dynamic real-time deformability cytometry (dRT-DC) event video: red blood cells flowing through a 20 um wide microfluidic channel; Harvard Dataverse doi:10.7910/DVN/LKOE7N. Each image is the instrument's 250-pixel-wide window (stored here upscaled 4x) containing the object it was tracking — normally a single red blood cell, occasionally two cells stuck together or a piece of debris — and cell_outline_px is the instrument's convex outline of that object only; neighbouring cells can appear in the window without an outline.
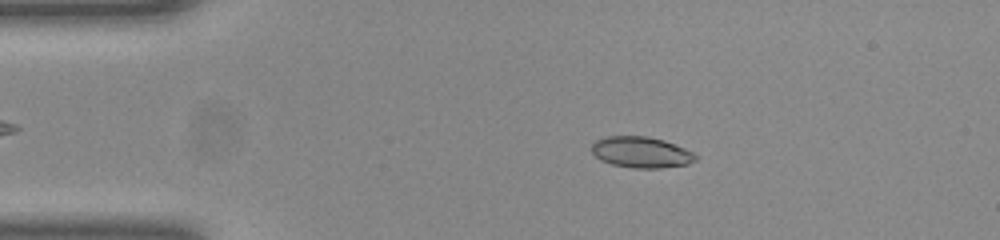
{"species": "common noctule bat (a hibernating species)", "species_latin": "Nyctalus noctula", "temperature_condition": "room temperature", "stored_images_in_passage": 43, "camera_frame_rate_fps": 3000, "um_per_image_px": 0.085, "animal": {"sex": "female", "body_mass_g": 23.0, "forearm_length_mm": 53.4}, "frame": {"image": 1, "passage_image": 9, "time_ms": 2.667, "image_size_px": [1000, 240], "cell_outline_px": [[688, 160], [684, 164], [616, 164], [604, 160], [592, 148], [600, 140], [616, 136], [636, 136], [660, 140], [672, 144], [688, 152]], "centroid_in_image_um": [54.37, 12.85], "position_along_channel_um": 30.6, "area_um2": 15.37}}
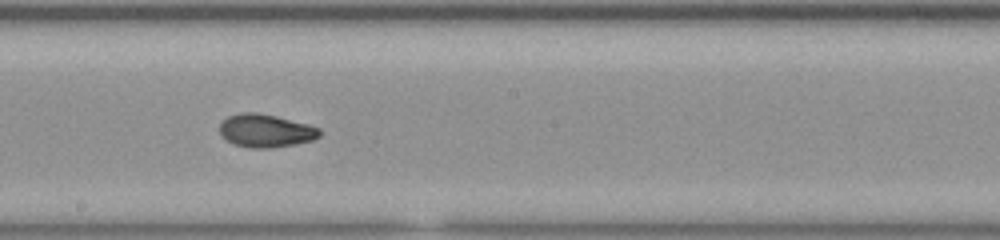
{"frame": {"image": 2, "passage_image": 27, "time_ms": 8.667, "image_size_px": [1000, 240], "cell_outline_px": [[320, 132], [316, 136], [308, 140], [288, 144], [240, 144], [228, 140], [224, 136], [220, 128], [224, 120], [232, 116], [272, 116], [316, 128]], "centroid_in_image_um": [22.58, 11.1], "position_along_channel_um": 225.6, "area_um2": 15.95}}
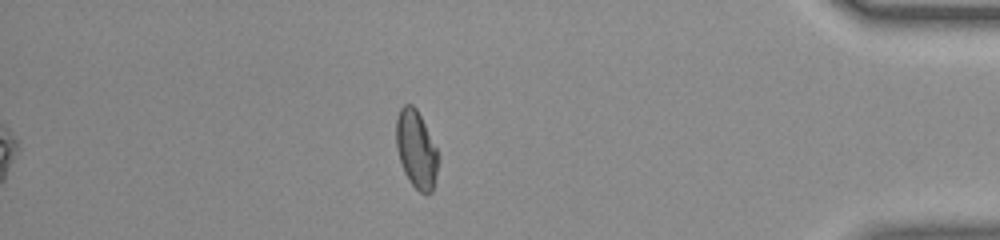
{"frame": {"image": 3, "passage_image": 43, "time_ms": 14.0, "image_size_px": [1000, 240], "cell_outline_px": [[436, 168], [432, 188], [428, 192], [424, 192], [416, 188], [408, 176], [404, 168], [400, 156], [396, 140], [396, 124], [400, 112], [408, 104], [416, 112], [436, 148]], "centroid_in_image_um": [35.36, 12.71], "position_along_channel_um": 399.8, "area_um2": 16.94}, "authors_computed_cell_mechanics": {"area_um2": 16.3574, "velocity_mm_per_s": 4.056, "shape_relaxation_time_tau1_ms": null, "shape_relaxation_time_tau2_ms": 1.6199, "deformation_change_tau1": null, "deformation_change_tau2": 0.0597}}